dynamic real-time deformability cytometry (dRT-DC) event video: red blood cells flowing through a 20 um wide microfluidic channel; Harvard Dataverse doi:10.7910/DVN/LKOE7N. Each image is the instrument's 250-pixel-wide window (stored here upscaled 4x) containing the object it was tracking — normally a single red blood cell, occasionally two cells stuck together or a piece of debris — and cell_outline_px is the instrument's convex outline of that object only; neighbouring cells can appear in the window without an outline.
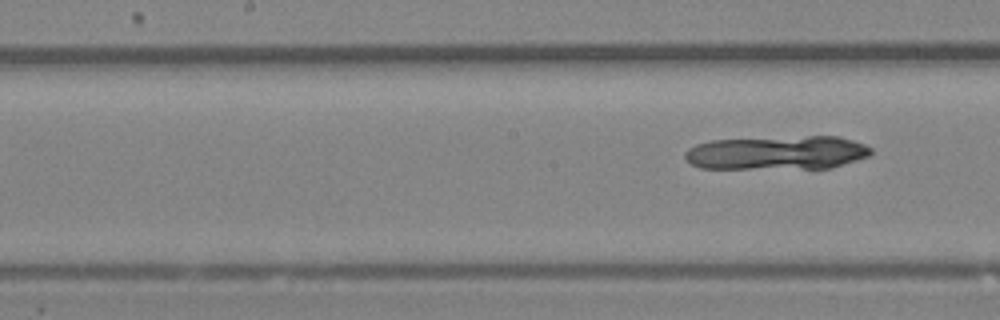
{"species": "Egyptian fruit bat (a non-hibernating species)", "species_latin": "Rousettus aegyptiacus", "temperature_condition": "room temperature", "stored_images_in_passage": 7, "camera_frame_rate_fps": 3000, "um_per_image_px": 0.085, "animal": {"sex": "female"}, "frame": {"image": 1, "passage_image": 7, "time_ms": 2.0, "image_size_px": [1000, 320], "cell_outline_px": [[872, 152], [868, 156], [832, 168], [700, 168], [692, 164], [684, 156], [684, 152], [688, 148], [696, 144], [712, 140], [808, 136], [836, 136], [852, 140], [864, 144], [872, 148]], "centroid_in_image_um": [66.06, 12.98], "position_along_channel_um": 182.1, "area_um2": 36.53}}